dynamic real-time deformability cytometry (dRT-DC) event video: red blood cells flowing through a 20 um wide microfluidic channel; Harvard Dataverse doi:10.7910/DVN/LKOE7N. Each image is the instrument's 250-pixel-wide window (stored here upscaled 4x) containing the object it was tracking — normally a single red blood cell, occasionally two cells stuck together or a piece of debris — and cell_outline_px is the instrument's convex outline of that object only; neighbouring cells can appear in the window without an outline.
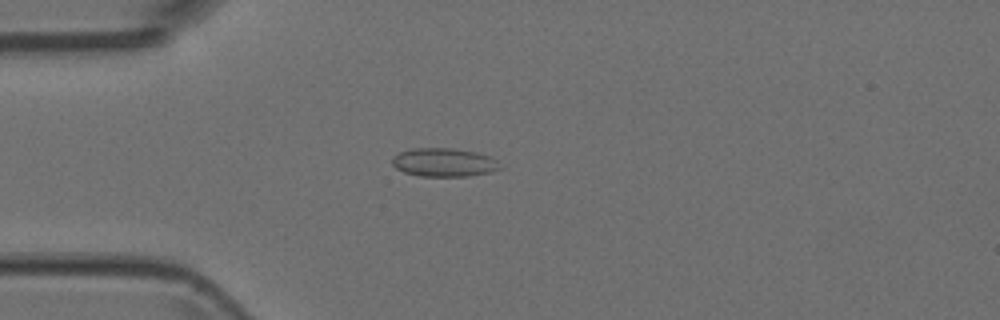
{"species": "Egyptian fruit bat (a non-hibernating species)", "species_latin": "Rousettus aegyptiacus", "temperature_condition": "room temperature", "stored_images_in_passage": 5, "camera_frame_rate_fps": 3000, "um_per_image_px": 0.085, "animal": {"sex": "female"}, "frame": {"image": 1, "passage_image": 5, "time_ms": 1.333, "image_size_px": [1000, 320], "cell_outline_px": [[500, 168], [488, 172], [468, 176], [420, 176], [404, 172], [396, 168], [392, 164], [392, 156], [400, 152], [412, 148], [452, 148], [476, 152], [492, 156], [496, 160]], "centroid_in_image_um": [37.7, 13.79], "position_along_channel_um": 47.3, "area_um2": 17.86}}